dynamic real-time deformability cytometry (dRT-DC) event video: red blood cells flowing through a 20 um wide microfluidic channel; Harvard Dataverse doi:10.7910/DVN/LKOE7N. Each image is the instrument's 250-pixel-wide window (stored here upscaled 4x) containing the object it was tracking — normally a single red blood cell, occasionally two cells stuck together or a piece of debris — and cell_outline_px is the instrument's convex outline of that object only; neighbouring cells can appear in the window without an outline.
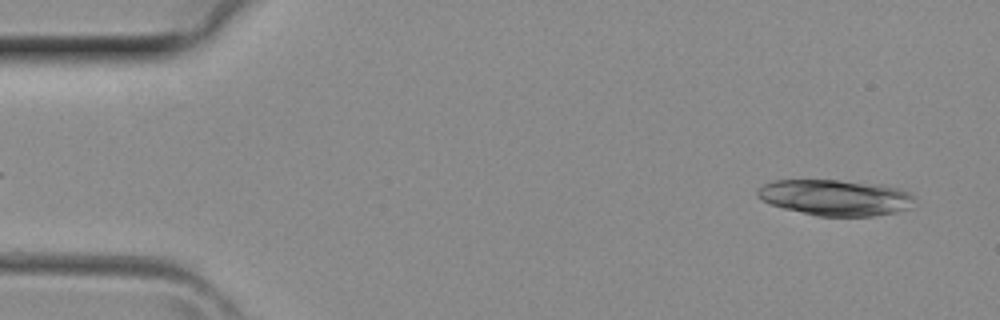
{"species": "common noctule bat (a hibernating species)", "species_latin": "Nyctalus noctula", "temperature_condition": "room temperature", "stored_images_in_passage": 4, "segment_of_instrument_passage": [2, 2], "camera_frame_rate_fps": 3000, "um_per_image_px": 0.085, "animal": {"sex": "female", "body_mass_g": 29.2, "forearm_length_mm": 56.3}, "frame": {"image": 1, "passage_image": 4, "time_ms": 1.0, "image_size_px": [1000, 320], "cell_outline_px": [[912, 200], [908, 208], [896, 212], [872, 216], [816, 216], [784, 208], [772, 204], [764, 200], [756, 192], [764, 184], [776, 180], [836, 180], [880, 184], [896, 188], [908, 192], [912, 196]], "centroid_in_image_um": [71.0, 16.79], "position_along_channel_um": 14.0, "area_um2": 32.37}}